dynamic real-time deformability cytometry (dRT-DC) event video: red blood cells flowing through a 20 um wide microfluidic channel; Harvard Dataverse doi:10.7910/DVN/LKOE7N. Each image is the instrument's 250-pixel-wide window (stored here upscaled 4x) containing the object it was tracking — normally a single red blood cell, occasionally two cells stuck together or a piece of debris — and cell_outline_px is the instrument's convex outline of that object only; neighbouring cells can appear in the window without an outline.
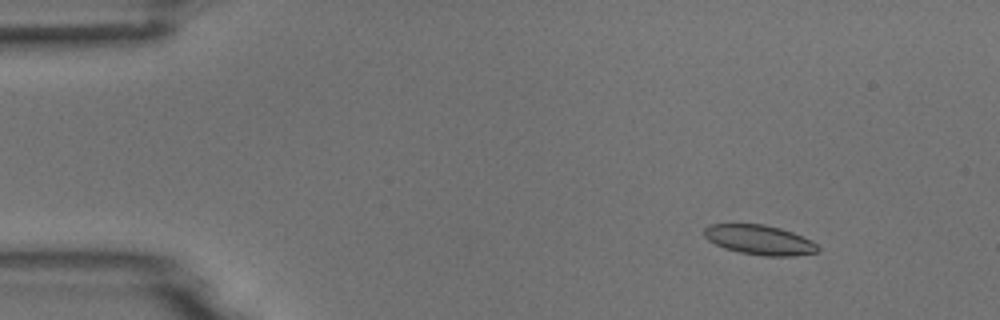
{"species": "common noctule bat (a hibernating species)", "species_latin": "Nyctalus noctula", "temperature_condition": "room temperature", "stored_images_in_passage": 9, "camera_frame_rate_fps": 3000, "um_per_image_px": 0.085, "animal": {"sex": "male", "body_mass_g": 18.8}, "frame": {"image": 1, "passage_image": 1, "time_ms": 0.0, "image_size_px": [1000, 320], "cell_outline_px": [[820, 252], [792, 256], [764, 256], [740, 252], [724, 248], [708, 240], [704, 236], [704, 228], [708, 224], [764, 224], [780, 228], [792, 232], [812, 240], [820, 248]], "centroid_in_image_um": [64.57, 20.39], "position_along_channel_um": 20.4, "area_um2": 19.77}}
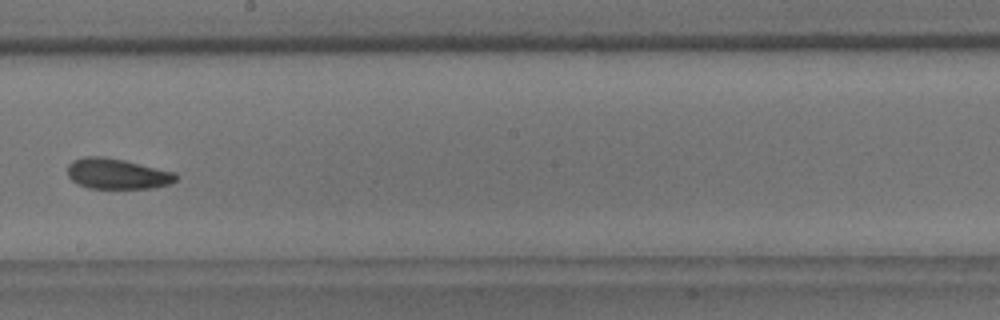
{"frame": {"image": 2, "passage_image": 8, "time_ms": 8.0, "image_size_px": [1000, 320], "cell_outline_px": [[176, 180], [168, 184], [156, 188], [88, 188], [76, 184], [68, 176], [68, 164], [72, 160], [84, 156], [104, 156], [124, 160], [176, 172]], "centroid_in_image_um": [9.93, 14.77], "position_along_channel_um": 238.3, "area_um2": 19.42}}
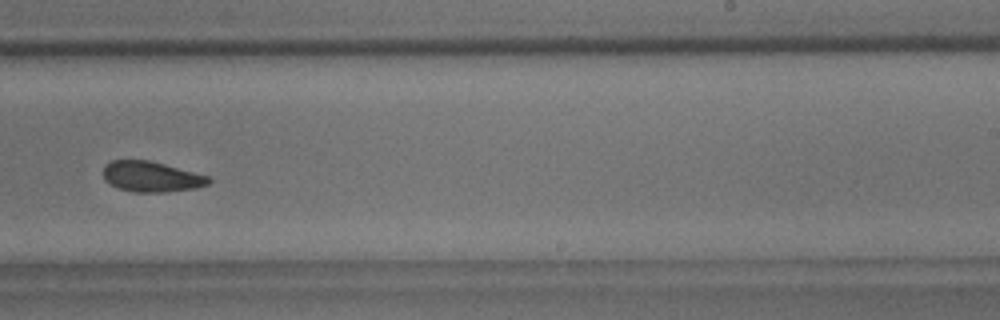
{"frame": {"image": 3, "passage_image": 9, "time_ms": 9.0, "image_size_px": [1000, 320], "cell_outline_px": [[212, 180], [208, 184], [196, 188], [164, 192], [132, 192], [108, 184], [104, 180], [104, 164], [112, 160], [148, 160], [164, 164], [208, 176]], "centroid_in_image_um": [12.83, 15.02], "position_along_channel_um": 276.2, "area_um2": 18.67}}